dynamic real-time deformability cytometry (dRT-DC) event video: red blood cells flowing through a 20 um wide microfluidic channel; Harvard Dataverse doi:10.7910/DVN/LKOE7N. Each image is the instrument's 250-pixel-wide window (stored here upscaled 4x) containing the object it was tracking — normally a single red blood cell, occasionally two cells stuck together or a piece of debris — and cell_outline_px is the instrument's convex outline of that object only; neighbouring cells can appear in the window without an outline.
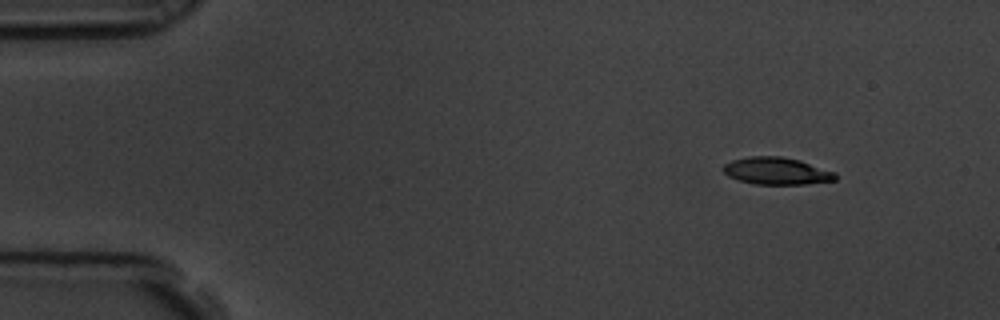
{"species": "common noctule bat (a hibernating species)", "species_latin": "Nyctalus noctula", "temperature_condition": "room temperature", "stored_images_in_passage": 4, "camera_frame_rate_fps": 3000, "um_per_image_px": 0.085, "animal": {"sex": "male", "body_mass_g": 19.5, "forearm_length_mm": 54.6}, "frame": {"image": 1, "passage_image": 1, "time_ms": 0.0, "image_size_px": [1000, 320], "cell_outline_px": [[836, 180], [804, 184], [756, 184], [740, 180], [728, 176], [720, 168], [724, 164], [732, 160], [748, 156], [780, 156], [800, 160], [836, 172]], "centroid_in_image_um": [66.0, 14.52], "position_along_channel_um": 19.0, "area_um2": 17.8}}
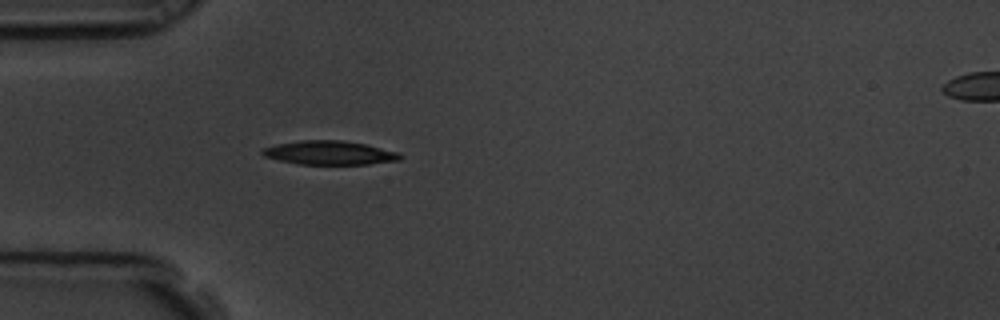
{"frame": {"image": 2, "passage_image": 4, "time_ms": 1.0, "image_size_px": [1000, 320], "cell_outline_px": [[404, 156], [400, 160], [368, 164], [300, 164], [280, 160], [264, 156], [260, 152], [264, 148], [276, 144], [300, 140], [344, 140], [364, 144], [400, 152]], "centroid_in_image_um": [28.04, 12.98], "position_along_channel_um": 57.0, "area_um2": 19.13}}